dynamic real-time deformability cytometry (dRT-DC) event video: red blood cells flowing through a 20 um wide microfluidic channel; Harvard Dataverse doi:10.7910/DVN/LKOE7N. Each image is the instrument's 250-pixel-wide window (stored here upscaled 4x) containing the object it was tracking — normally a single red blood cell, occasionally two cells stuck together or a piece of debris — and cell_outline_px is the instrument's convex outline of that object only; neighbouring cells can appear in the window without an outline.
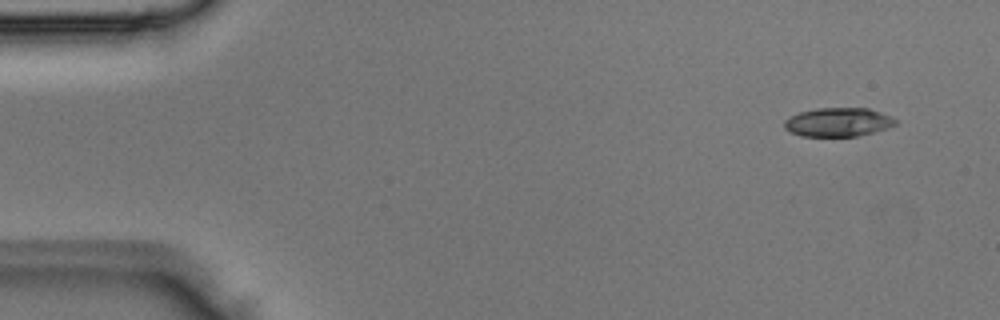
{"species": "Egyptian fruit bat (a non-hibernating species)", "species_latin": "Rousettus aegyptiacus", "temperature_condition": "room temperature", "stored_images_in_passage": 4, "segment_of_instrument_passage": [2, 2], "camera_frame_rate_fps": 3000, "um_per_image_px": 0.085, "animal": {"sex": "male"}, "frame": {"image": 1, "passage_image": 4, "time_ms": 1.0, "image_size_px": [1000, 320], "cell_outline_px": [[896, 124], [888, 128], [856, 136], [800, 136], [784, 128], [784, 120], [800, 112], [816, 108], [868, 108], [880, 112], [896, 120]], "centroid_in_image_um": [71.22, 10.38], "position_along_channel_um": 13.8, "area_um2": 18.44}}